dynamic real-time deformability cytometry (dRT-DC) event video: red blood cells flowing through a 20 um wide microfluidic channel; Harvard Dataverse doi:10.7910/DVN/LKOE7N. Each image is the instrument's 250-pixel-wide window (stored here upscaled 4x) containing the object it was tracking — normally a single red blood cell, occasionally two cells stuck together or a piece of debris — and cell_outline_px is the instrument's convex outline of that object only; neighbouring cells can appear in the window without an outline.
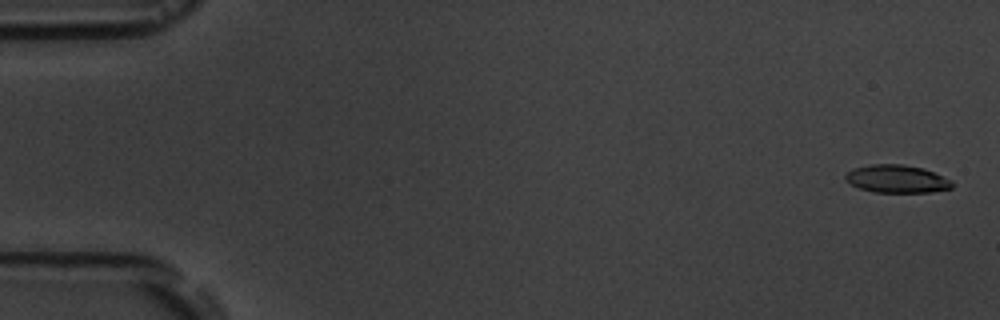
{"species": "common noctule bat (a hibernating species)", "species_latin": "Nyctalus noctula", "temperature_condition": "room temperature", "stored_images_in_passage": 10, "camera_frame_rate_fps": 3000, "um_per_image_px": 0.085, "animal": {"sex": "male", "body_mass_g": 19.5, "forearm_length_mm": 54.6}, "frame": {"image": 1, "passage_image": 1, "time_ms": 0.0, "image_size_px": [1000, 320], "cell_outline_px": [[956, 184], [952, 188], [932, 192], [872, 192], [860, 188], [844, 180], [844, 176], [848, 172], [856, 168], [872, 164], [900, 164], [924, 168], [952, 180]], "centroid_in_image_um": [76.28, 15.21], "position_along_channel_um": 8.7, "area_um2": 17.34}}
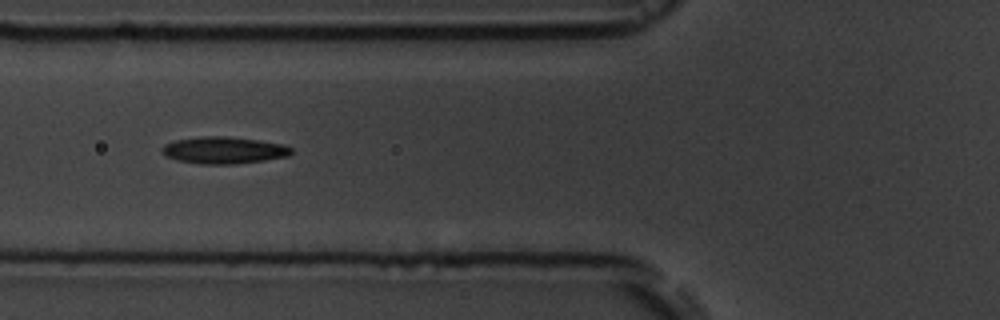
{"frame": {"image": 2, "passage_image": 6, "time_ms": 6.667, "image_size_px": [1000, 320], "cell_outline_px": [[292, 152], [288, 156], [264, 160], [232, 164], [200, 164], [176, 160], [164, 156], [160, 152], [160, 148], [164, 144], [176, 140], [200, 136], [228, 136], [284, 144], [292, 148]], "centroid_in_image_um": [18.96, 12.77], "position_along_channel_um": 106.8, "area_um2": 20.4}}
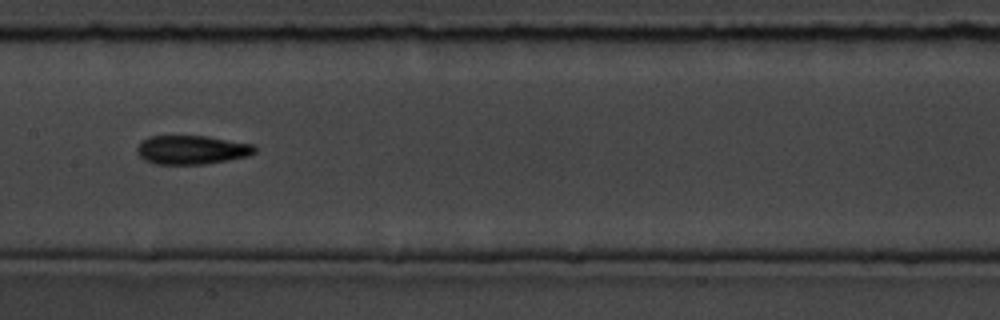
{"frame": {"image": 3, "passage_image": 8, "time_ms": 9.0, "image_size_px": [1000, 320], "cell_outline_px": [[256, 152], [248, 156], [228, 160], [204, 164], [156, 164], [144, 160], [136, 152], [136, 148], [140, 140], [148, 136], [208, 136], [256, 144]], "centroid_in_image_um": [16.3, 12.72], "position_along_channel_um": 191.1, "area_um2": 20.11}}